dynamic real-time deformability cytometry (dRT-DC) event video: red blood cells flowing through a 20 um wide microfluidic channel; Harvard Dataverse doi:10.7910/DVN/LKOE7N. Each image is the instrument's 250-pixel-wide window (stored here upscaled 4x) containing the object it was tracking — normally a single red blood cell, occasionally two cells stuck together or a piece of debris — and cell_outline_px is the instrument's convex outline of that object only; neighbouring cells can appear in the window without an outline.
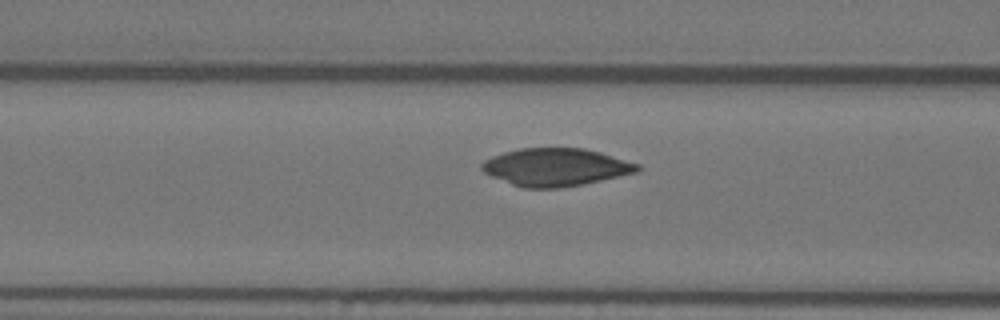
{"species": "Egyptian fruit bat (a non-hibernating species)", "species_latin": "Rousettus aegyptiacus", "temperature_condition": "warm", "stored_images_in_passage": 56, "camera_frame_rate_fps": 3000, "um_per_image_px": 0.085, "animal": {"sex": "female"}, "frame": {"image": 1, "passage_image": 22, "time_ms": 7.0, "image_size_px": [1000, 320], "cell_outline_px": [[640, 168], [636, 172], [584, 184], [556, 188], [524, 188], [512, 184], [492, 176], [484, 172], [480, 168], [480, 164], [484, 160], [492, 156], [504, 152], [520, 148], [584, 148], [600, 152], [640, 164]], "centroid_in_image_um": [47.22, 14.2], "position_along_channel_um": 119.4, "area_um2": 34.04}}
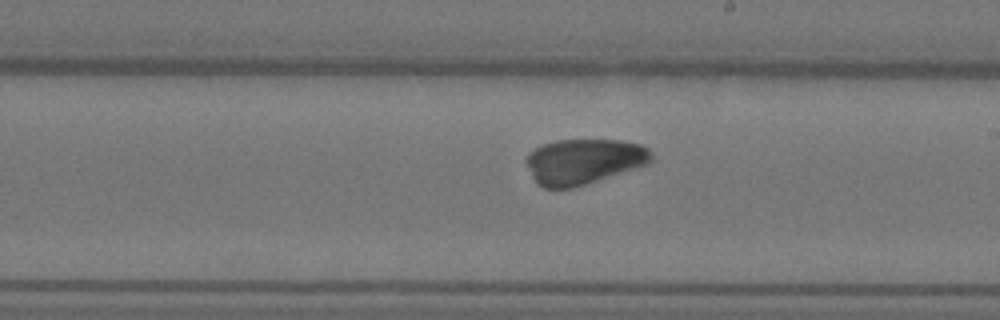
{"frame": {"image": 2, "passage_image": 32, "time_ms": 10.333, "image_size_px": [1000, 320], "cell_outline_px": [[652, 160], [648, 164], [572, 188], [544, 188], [536, 184], [524, 160], [528, 152], [544, 144], [556, 140], [620, 140], [640, 144], [648, 148], [652, 152]], "centroid_in_image_um": [49.59, 13.71], "position_along_channel_um": 239.4, "area_um2": 33.06}}
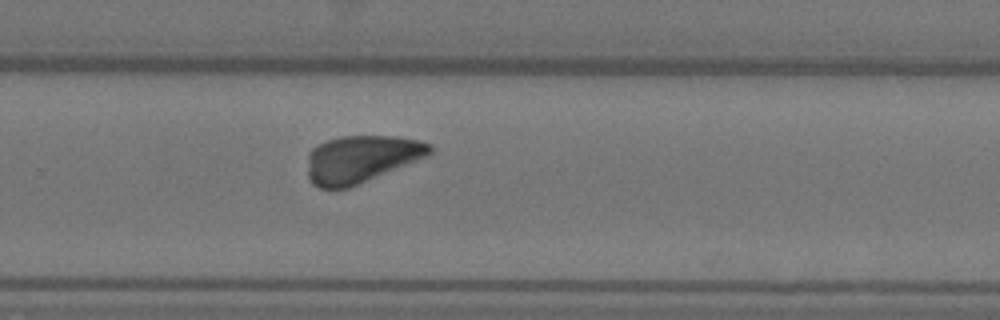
{"frame": {"image": 3, "passage_image": 37, "time_ms": 12.0, "image_size_px": [1000, 320], "cell_outline_px": [[432, 152], [428, 156], [348, 188], [320, 188], [312, 184], [308, 176], [308, 152], [312, 148], [328, 140], [340, 136], [396, 136], [420, 140], [432, 144]], "centroid_in_image_um": [30.71, 13.5], "position_along_channel_um": 299.1, "area_um2": 33.64}}